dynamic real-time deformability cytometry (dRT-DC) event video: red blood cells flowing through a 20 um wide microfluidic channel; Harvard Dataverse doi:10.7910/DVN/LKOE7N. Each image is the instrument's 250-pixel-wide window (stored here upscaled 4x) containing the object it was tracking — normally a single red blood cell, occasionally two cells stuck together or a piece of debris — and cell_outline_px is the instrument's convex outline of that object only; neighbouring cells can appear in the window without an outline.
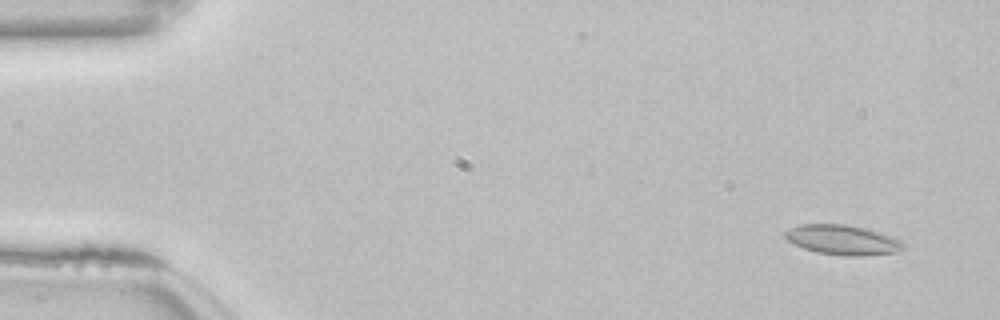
{"species": "common noctule bat (a hibernating species)", "species_latin": "Nyctalus noctula", "temperature_condition": "room temperature", "stored_images_in_passage": 17, "camera_frame_rate_fps": 3000, "um_per_image_px": 0.085, "animal": {"sex": "female", "body_mass_g": 22.7, "forearm_length_mm": 54.2}, "frame": {"image": 1, "passage_image": 4, "time_ms": 1.0, "image_size_px": [1000, 320], "cell_outline_px": [[904, 248], [896, 252], [864, 256], [844, 256], [816, 252], [804, 248], [788, 240], [784, 236], [784, 232], [800, 224], [844, 224], [868, 228], [892, 236], [900, 240], [904, 244]], "centroid_in_image_um": [71.66, 20.39], "position_along_channel_um": 13.3, "area_um2": 20.58}}